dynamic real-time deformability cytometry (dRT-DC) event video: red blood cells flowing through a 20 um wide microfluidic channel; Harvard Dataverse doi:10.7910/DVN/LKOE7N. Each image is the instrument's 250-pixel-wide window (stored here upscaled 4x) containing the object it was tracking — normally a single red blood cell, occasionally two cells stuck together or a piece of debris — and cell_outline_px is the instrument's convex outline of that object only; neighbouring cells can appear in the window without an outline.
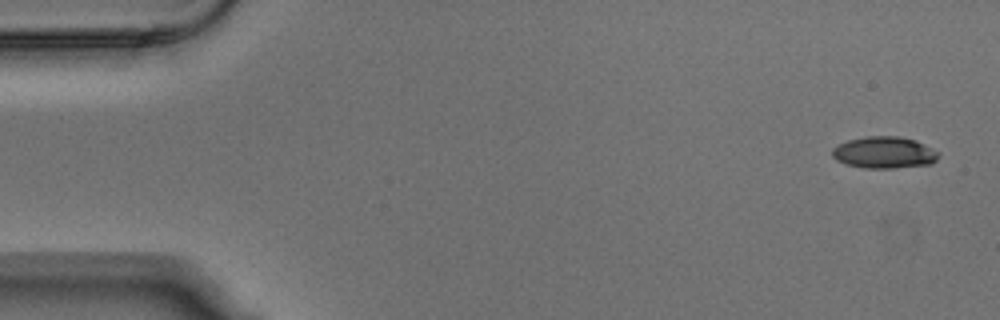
{"species": "Egyptian fruit bat (a non-hibernating species)", "species_latin": "Rousettus aegyptiacus", "temperature_condition": "warm", "stored_images_in_passage": 5, "camera_frame_rate_fps": 3000, "um_per_image_px": 0.085, "animal": {"sex": "male"}, "frame": {"image": 1, "passage_image": 1, "time_ms": 0.0, "image_size_px": [1000, 320], "cell_outline_px": [[940, 156], [932, 164], [892, 168], [864, 168], [848, 164], [836, 160], [832, 156], [832, 148], [848, 140], [864, 136], [900, 136], [916, 140], [940, 152]], "centroid_in_image_um": [75.19, 12.96], "position_along_channel_um": 9.8, "area_um2": 19.77}}
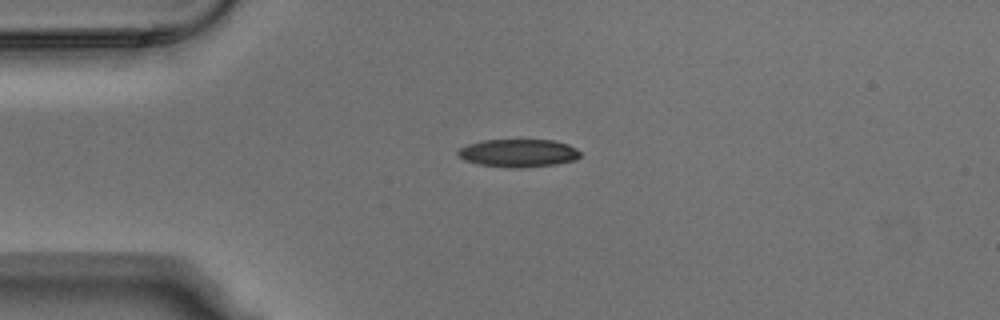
{"frame": {"image": 2, "passage_image": 4, "time_ms": 1.0, "image_size_px": [1000, 320], "cell_outline_px": [[580, 156], [576, 160], [556, 164], [520, 168], [512, 168], [480, 164], [464, 160], [456, 152], [460, 148], [468, 144], [484, 140], [556, 140], [568, 144], [576, 148], [580, 152]], "centroid_in_image_um": [44.09, 13.01], "position_along_channel_um": 40.9, "area_um2": 19.88}}